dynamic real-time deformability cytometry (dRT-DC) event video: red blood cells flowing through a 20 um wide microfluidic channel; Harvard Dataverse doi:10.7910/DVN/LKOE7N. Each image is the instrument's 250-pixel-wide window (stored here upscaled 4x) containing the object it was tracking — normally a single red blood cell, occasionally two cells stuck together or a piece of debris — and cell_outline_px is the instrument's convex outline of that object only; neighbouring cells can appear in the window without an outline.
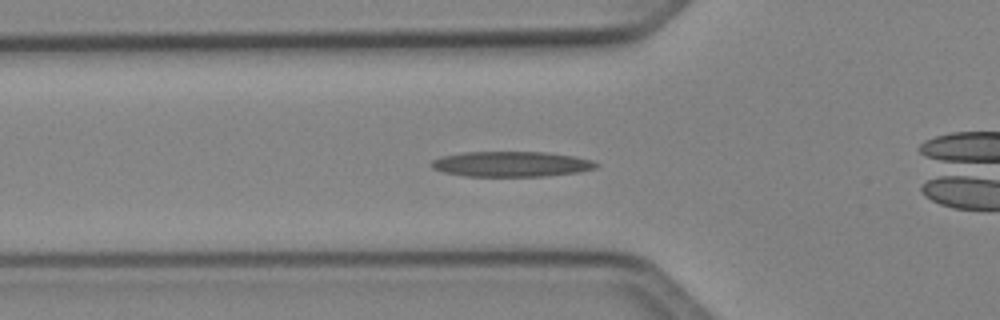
{"species": "Egyptian fruit bat (a non-hibernating species)", "species_latin": "Rousettus aegyptiacus", "temperature_condition": "cold", "stored_images_in_passage": 35, "camera_frame_rate_fps": 3000, "um_per_image_px": 0.085, "animal": {"sex": "female"}, "frame": {"image": 1, "passage_image": 7, "time_ms": 2.0, "image_size_px": [1000, 320], "cell_outline_px": [[600, 164], [596, 168], [580, 172], [544, 176], [464, 176], [444, 172], [432, 168], [428, 164], [432, 160], [440, 156], [464, 152], [544, 152], [572, 156], [592, 160]], "centroid_in_image_um": [43.43, 13.94], "position_along_channel_um": 82.4, "area_um2": 24.39}}
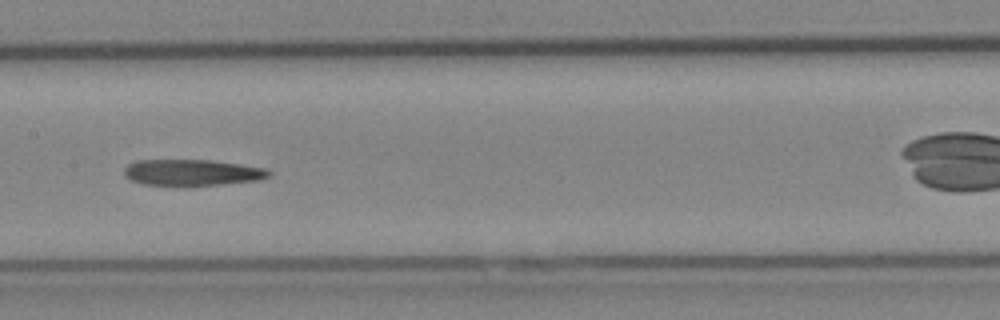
{"frame": {"image": 2, "passage_image": 15, "time_ms": 4.667, "image_size_px": [1000, 320], "cell_outline_px": [[272, 172], [268, 176], [256, 180], [188, 188], [184, 188], [144, 184], [132, 180], [124, 176], [124, 168], [128, 164], [136, 160], [208, 160], [240, 164], [264, 168]], "centroid_in_image_um": [16.26, 14.7], "position_along_channel_um": 191.1, "area_um2": 22.66}}
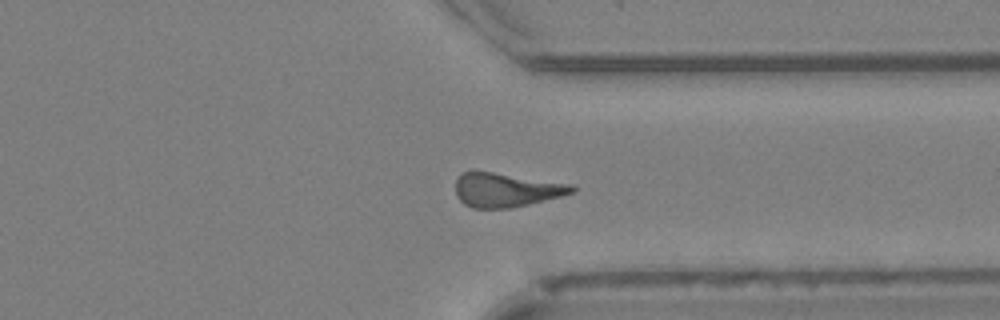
{"frame": {"image": 3, "passage_image": 28, "time_ms": 9.0, "image_size_px": [1000, 320], "cell_outline_px": [[576, 192], [512, 208], [472, 208], [464, 204], [456, 196], [456, 180], [460, 172], [472, 168], [572, 184], [576, 188]], "centroid_in_image_um": [42.96, 16.1], "position_along_channel_um": 368.4, "area_um2": 23.7}}